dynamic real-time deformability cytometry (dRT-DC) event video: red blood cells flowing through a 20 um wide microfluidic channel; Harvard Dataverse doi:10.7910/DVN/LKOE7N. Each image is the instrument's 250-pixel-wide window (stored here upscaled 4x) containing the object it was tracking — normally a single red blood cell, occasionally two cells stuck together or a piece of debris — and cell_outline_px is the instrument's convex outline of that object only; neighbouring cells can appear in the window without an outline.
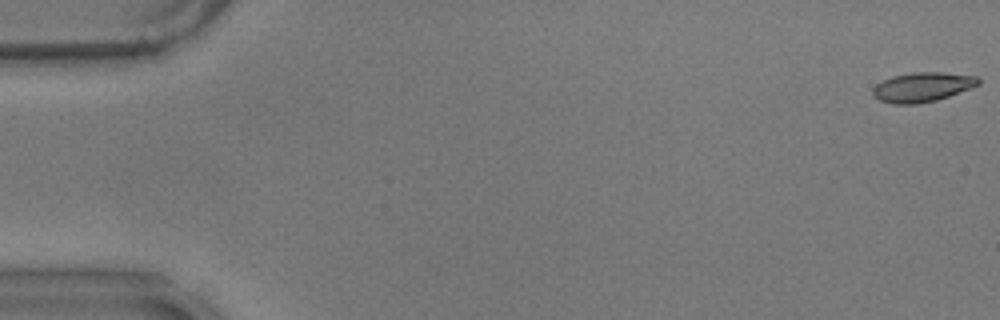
{"species": "common noctule bat (a hibernating species)", "species_latin": "Nyctalus noctula", "temperature_condition": "warm", "stored_images_in_passage": 18, "camera_frame_rate_fps": 3000, "um_per_image_px": 0.085, "animal": {"sex": "male", "body_mass_g": 17.9}, "frame": {"image": 1, "passage_image": 1, "time_ms": 0.0, "image_size_px": [1000, 320], "cell_outline_px": [[980, 84], [948, 96], [936, 100], [916, 104], [892, 104], [880, 100], [872, 96], [872, 88], [876, 84], [892, 76], [912, 72], [940, 72], [980, 76]], "centroid_in_image_um": [78.38, 7.39], "position_along_channel_um": 6.6, "area_um2": 18.21}}
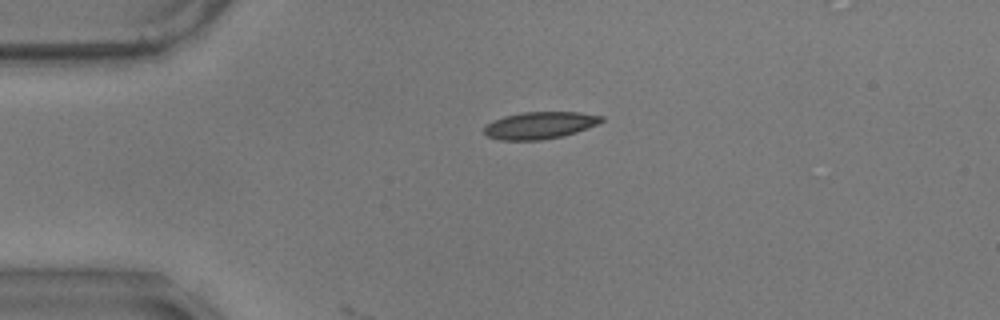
{"frame": {"image": 2, "passage_image": 14, "time_ms": 4.333, "image_size_px": [1000, 320], "cell_outline_px": [[604, 120], [596, 124], [576, 132], [560, 136], [540, 140], [500, 140], [488, 136], [484, 132], [484, 128], [492, 120], [504, 116], [520, 112], [576, 112], [604, 116]], "centroid_in_image_um": [45.85, 10.64], "position_along_channel_um": 39.1, "area_um2": 18.32}}